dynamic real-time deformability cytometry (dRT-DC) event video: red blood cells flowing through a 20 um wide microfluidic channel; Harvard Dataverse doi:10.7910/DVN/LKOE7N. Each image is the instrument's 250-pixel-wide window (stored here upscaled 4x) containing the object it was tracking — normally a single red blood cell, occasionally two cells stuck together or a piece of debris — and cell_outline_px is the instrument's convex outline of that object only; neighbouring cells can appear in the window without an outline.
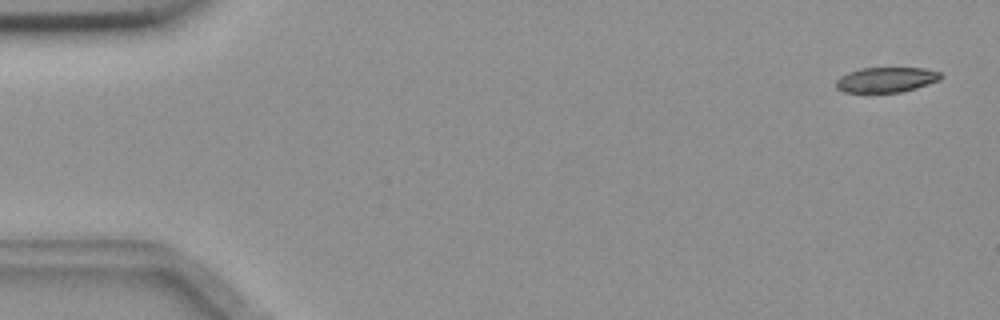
{"species": "common noctule bat (a hibernating species)", "species_latin": "Nyctalus noctula", "temperature_condition": "room temperature", "stored_images_in_passage": 4, "camera_frame_rate_fps": 3000, "um_per_image_px": 0.085, "animal": {"sex": "female", "body_mass_g": 18.4}, "frame": {"image": 1, "passage_image": 1, "time_ms": 0.0, "image_size_px": [1000, 320], "cell_outline_px": [[944, 76], [940, 80], [916, 88], [900, 92], [844, 92], [836, 88], [836, 80], [840, 76], [848, 72], [860, 68], [924, 68], [940, 72]], "centroid_in_image_um": [75.33, 6.77], "position_along_channel_um": 9.7, "area_um2": 15.37}}
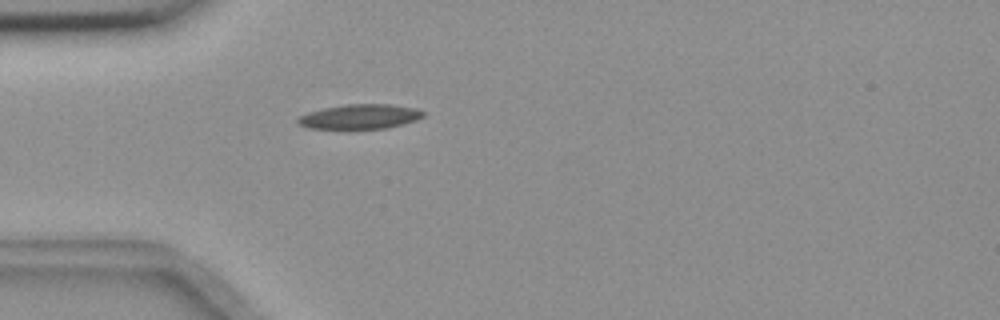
{"frame": {"image": 2, "passage_image": 4, "time_ms": 1.0, "image_size_px": [1000, 320], "cell_outline_px": [[424, 116], [416, 120], [404, 124], [388, 128], [352, 132], [348, 132], [308, 128], [296, 124], [296, 120], [300, 116], [308, 112], [324, 108], [348, 104], [392, 104], [416, 108], [424, 112]], "centroid_in_image_um": [30.54, 9.98], "position_along_channel_um": 54.5, "area_um2": 19.19}}